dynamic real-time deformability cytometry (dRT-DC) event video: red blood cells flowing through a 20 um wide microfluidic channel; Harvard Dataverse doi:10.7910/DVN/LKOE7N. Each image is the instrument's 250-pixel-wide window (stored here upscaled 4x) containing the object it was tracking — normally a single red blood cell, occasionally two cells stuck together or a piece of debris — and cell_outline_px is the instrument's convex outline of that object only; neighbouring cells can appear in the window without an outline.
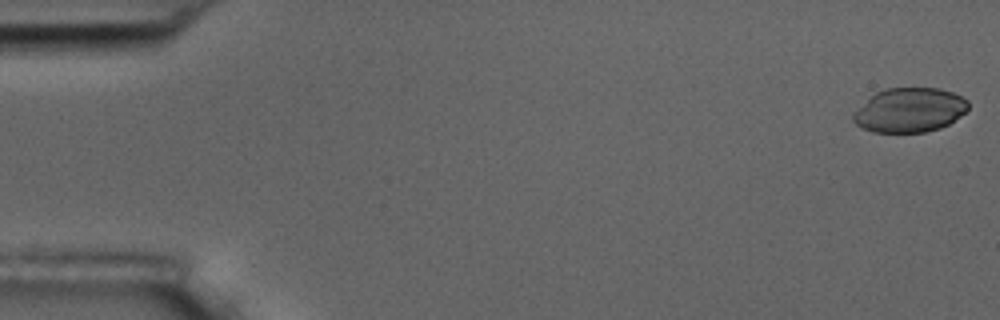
{"species": "common noctule bat (a hibernating species)", "species_latin": "Nyctalus noctula", "temperature_condition": "room temperature", "stored_images_in_passage": 6, "camera_frame_rate_fps": 3000, "um_per_image_px": 0.085, "animal": {"sex": "male", "body_mass_g": 17.5, "forearm_length_mm": 52.3}, "frame": {"image": 1, "passage_image": 1, "time_ms": 0.0, "image_size_px": [1000, 320], "cell_outline_px": [[968, 108], [960, 116], [948, 124], [940, 128], [924, 132], [872, 132], [856, 124], [852, 120], [852, 116], [876, 92], [884, 88], [940, 88], [952, 92], [968, 100]], "centroid_in_image_um": [77.34, 9.35], "position_along_channel_um": 7.7, "area_um2": 29.36}}
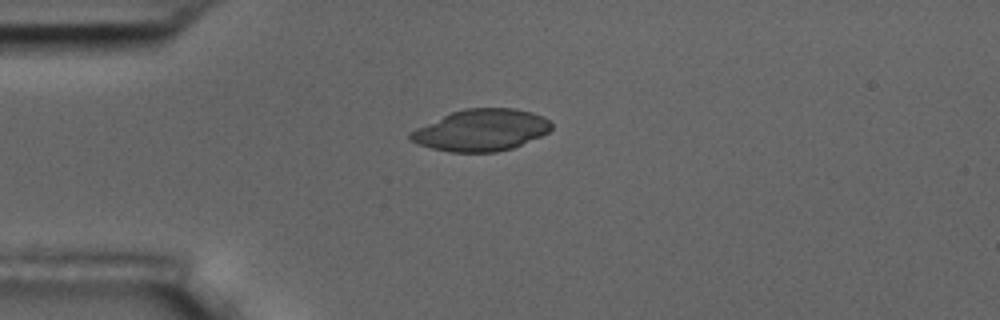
{"frame": {"image": 2, "passage_image": 4, "time_ms": 4.333, "image_size_px": [1000, 320], "cell_outline_px": [[552, 128], [548, 132], [540, 136], [512, 148], [496, 152], [448, 152], [432, 148], [408, 140], [408, 132], [416, 128], [452, 112], [464, 108], [516, 108], [532, 112], [544, 116], [552, 124]], "centroid_in_image_um": [40.89, 11.06], "position_along_channel_um": 44.1, "area_um2": 34.22}}